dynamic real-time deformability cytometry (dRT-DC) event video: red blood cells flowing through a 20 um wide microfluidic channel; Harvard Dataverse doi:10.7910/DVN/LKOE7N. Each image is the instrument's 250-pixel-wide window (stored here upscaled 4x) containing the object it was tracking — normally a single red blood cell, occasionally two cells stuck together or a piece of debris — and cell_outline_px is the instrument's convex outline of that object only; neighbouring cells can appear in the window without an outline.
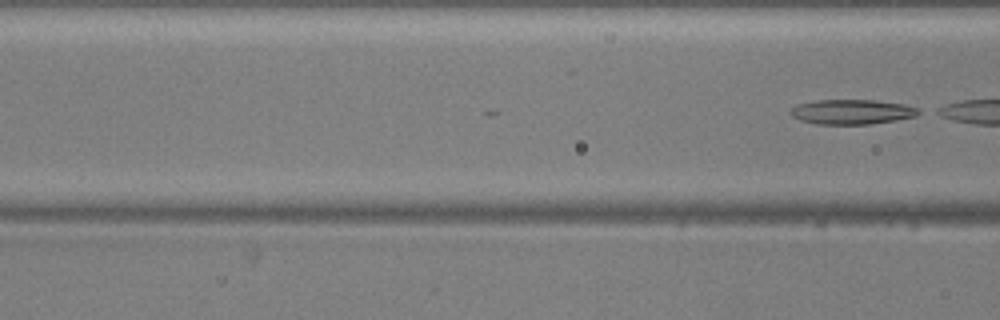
{"species": "common noctule bat (a hibernating species)", "species_latin": "Nyctalus noctula", "temperature_condition": "warm", "stored_images_in_passage": 18, "camera_frame_rate_fps": 3000, "um_per_image_px": 0.085, "animal": {"sex": "male", "body_mass_g": 20.5, "forearm_length_mm": 52.5}, "frame": {"image": 1, "passage_image": 18, "time_ms": 5.667, "image_size_px": [1000, 320], "cell_outline_px": [[924, 112], [916, 116], [896, 120], [868, 124], [816, 124], [800, 120], [792, 116], [788, 112], [792, 108], [800, 104], [820, 100], [872, 100], [904, 104], [916, 108]], "centroid_in_image_um": [72.43, 9.51], "position_along_channel_um": 94.2, "area_um2": 18.38}}